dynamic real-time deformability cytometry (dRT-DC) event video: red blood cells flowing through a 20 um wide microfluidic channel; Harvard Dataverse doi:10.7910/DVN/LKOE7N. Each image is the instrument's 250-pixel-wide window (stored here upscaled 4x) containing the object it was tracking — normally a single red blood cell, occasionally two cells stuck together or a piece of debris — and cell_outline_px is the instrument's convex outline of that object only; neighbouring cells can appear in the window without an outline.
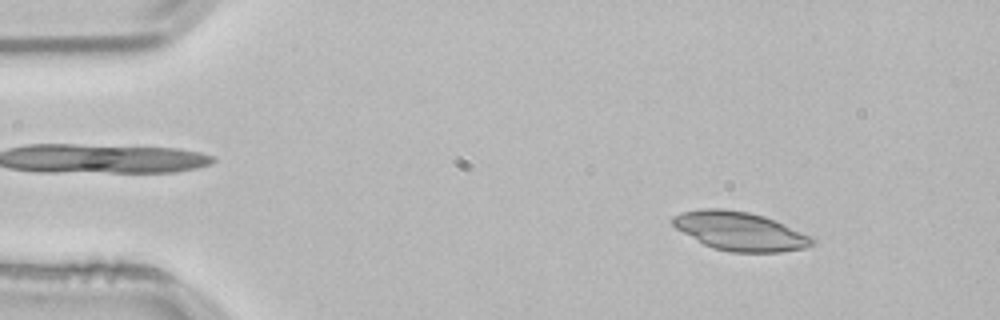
{"species": "common noctule bat (a hibernating species)", "species_latin": "Nyctalus noctula", "temperature_condition": "room temperature", "stored_images_in_passage": 52, "camera_frame_rate_fps": 3000, "um_per_image_px": 0.085, "animal": {"sex": "male", "body_mass_g": 21.5, "forearm_length_mm": 52.0}, "frame": {"image": 1, "passage_image": 6, "time_ms": 1.667, "image_size_px": [1000, 320], "cell_outline_px": [[816, 240], [812, 244], [804, 248], [780, 252], [728, 252], [712, 248], [704, 244], [676, 228], [672, 224], [672, 216], [680, 212], [700, 208], [724, 208], [748, 212], [764, 216], [776, 220]], "centroid_in_image_um": [62.84, 19.64], "position_along_channel_um": 22.2, "area_um2": 31.33}}